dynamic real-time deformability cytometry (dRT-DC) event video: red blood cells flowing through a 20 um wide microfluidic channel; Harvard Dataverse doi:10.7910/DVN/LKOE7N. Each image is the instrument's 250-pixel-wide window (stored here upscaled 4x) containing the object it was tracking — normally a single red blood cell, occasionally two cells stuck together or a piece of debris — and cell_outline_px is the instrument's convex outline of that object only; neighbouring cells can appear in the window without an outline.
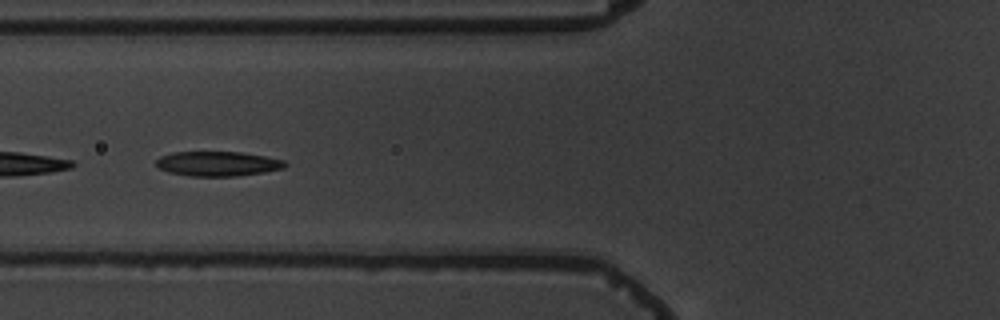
{"species": "common noctule bat (a hibernating species)", "species_latin": "Nyctalus noctula", "temperature_condition": "warm", "stored_images_in_passage": 8, "camera_frame_rate_fps": 3000, "um_per_image_px": 0.085, "animal": {"sex": "male", "body_mass_g": 19.5, "forearm_length_mm": 54.6}, "frame": {"image": 1, "passage_image": 6, "time_ms": 6.667, "image_size_px": [1000, 320], "cell_outline_px": [[288, 164], [284, 168], [264, 172], [236, 176], [188, 176], [168, 172], [156, 168], [156, 160], [160, 156], [172, 152], [240, 152], [264, 156], [284, 160]], "centroid_in_image_um": [18.47, 13.92], "position_along_channel_um": 107.3, "area_um2": 18.67}}
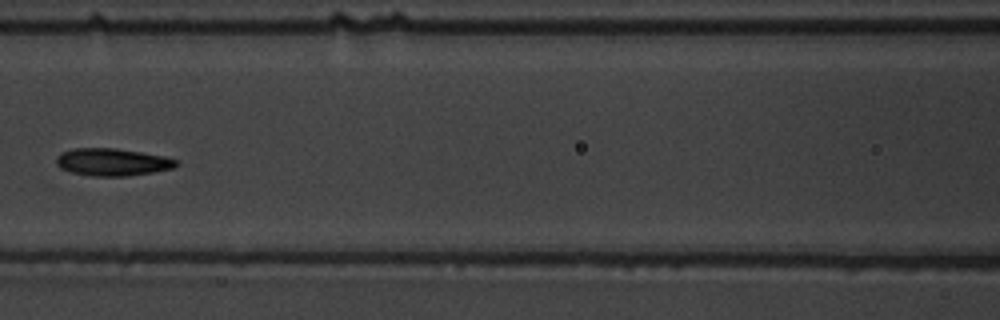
{"frame": {"image": 2, "passage_image": 7, "time_ms": 8.0, "image_size_px": [1000, 320], "cell_outline_px": [[180, 164], [176, 168], [128, 176], [88, 176], [72, 172], [60, 168], [56, 164], [56, 156], [60, 152], [76, 148], [116, 148], [164, 156], [176, 160]], "centroid_in_image_um": [9.54, 13.78], "position_along_channel_um": 157.1, "area_um2": 19.31}}
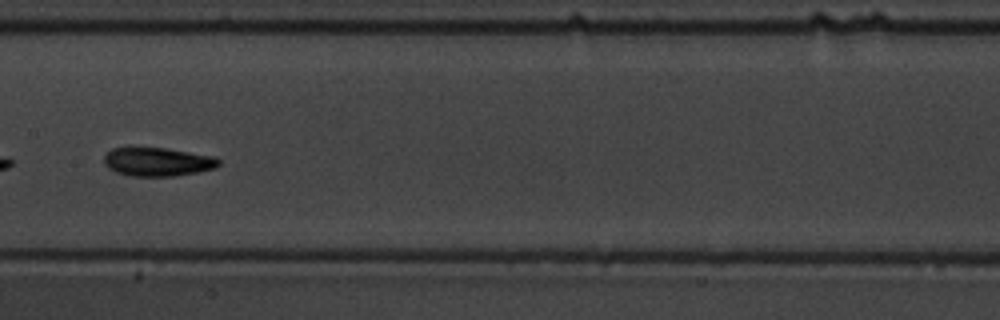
{"frame": {"image": 3, "passage_image": 8, "time_ms": 9.0, "image_size_px": [1000, 320], "cell_outline_px": [[220, 164], [216, 168], [176, 176], [132, 176], [116, 172], [108, 168], [104, 164], [104, 156], [112, 148], [164, 148], [216, 156], [220, 160]], "centroid_in_image_um": [13.42, 13.76], "position_along_channel_um": 194.0, "area_um2": 19.13}}